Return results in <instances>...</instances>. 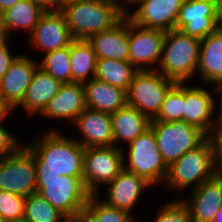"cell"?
<instances>
[{
  "label": "cell",
  "instance_id": "cell-17",
  "mask_svg": "<svg viewBox=\"0 0 222 222\" xmlns=\"http://www.w3.org/2000/svg\"><path fill=\"white\" fill-rule=\"evenodd\" d=\"M184 101L183 120L192 126L198 127L209 136L216 128V121L213 123L211 119L215 109L212 95L201 87L184 85Z\"/></svg>",
  "mask_w": 222,
  "mask_h": 222
},
{
  "label": "cell",
  "instance_id": "cell-15",
  "mask_svg": "<svg viewBox=\"0 0 222 222\" xmlns=\"http://www.w3.org/2000/svg\"><path fill=\"white\" fill-rule=\"evenodd\" d=\"M97 59L129 62V17L125 14L115 25L88 39Z\"/></svg>",
  "mask_w": 222,
  "mask_h": 222
},
{
  "label": "cell",
  "instance_id": "cell-20",
  "mask_svg": "<svg viewBox=\"0 0 222 222\" xmlns=\"http://www.w3.org/2000/svg\"><path fill=\"white\" fill-rule=\"evenodd\" d=\"M152 185L145 178L123 169L108 184L107 205L131 213V209L139 199L141 192Z\"/></svg>",
  "mask_w": 222,
  "mask_h": 222
},
{
  "label": "cell",
  "instance_id": "cell-39",
  "mask_svg": "<svg viewBox=\"0 0 222 222\" xmlns=\"http://www.w3.org/2000/svg\"><path fill=\"white\" fill-rule=\"evenodd\" d=\"M11 110H13L12 106L0 95V122Z\"/></svg>",
  "mask_w": 222,
  "mask_h": 222
},
{
  "label": "cell",
  "instance_id": "cell-2",
  "mask_svg": "<svg viewBox=\"0 0 222 222\" xmlns=\"http://www.w3.org/2000/svg\"><path fill=\"white\" fill-rule=\"evenodd\" d=\"M61 11L72 38L88 40L115 25L126 14V6L115 0H73Z\"/></svg>",
  "mask_w": 222,
  "mask_h": 222
},
{
  "label": "cell",
  "instance_id": "cell-24",
  "mask_svg": "<svg viewBox=\"0 0 222 222\" xmlns=\"http://www.w3.org/2000/svg\"><path fill=\"white\" fill-rule=\"evenodd\" d=\"M197 70L204 82L222 86V30L201 39Z\"/></svg>",
  "mask_w": 222,
  "mask_h": 222
},
{
  "label": "cell",
  "instance_id": "cell-9",
  "mask_svg": "<svg viewBox=\"0 0 222 222\" xmlns=\"http://www.w3.org/2000/svg\"><path fill=\"white\" fill-rule=\"evenodd\" d=\"M129 164H125L126 171L145 178L149 183L156 184L165 180L168 167L163 161L157 146V141L151 127L145 130L129 144Z\"/></svg>",
  "mask_w": 222,
  "mask_h": 222
},
{
  "label": "cell",
  "instance_id": "cell-19",
  "mask_svg": "<svg viewBox=\"0 0 222 222\" xmlns=\"http://www.w3.org/2000/svg\"><path fill=\"white\" fill-rule=\"evenodd\" d=\"M192 192L190 203L185 202L191 222H213L215 214L222 208V175L203 182Z\"/></svg>",
  "mask_w": 222,
  "mask_h": 222
},
{
  "label": "cell",
  "instance_id": "cell-16",
  "mask_svg": "<svg viewBox=\"0 0 222 222\" xmlns=\"http://www.w3.org/2000/svg\"><path fill=\"white\" fill-rule=\"evenodd\" d=\"M38 63L31 58L18 55L0 80V95L12 106L17 107L25 96Z\"/></svg>",
  "mask_w": 222,
  "mask_h": 222
},
{
  "label": "cell",
  "instance_id": "cell-10",
  "mask_svg": "<svg viewBox=\"0 0 222 222\" xmlns=\"http://www.w3.org/2000/svg\"><path fill=\"white\" fill-rule=\"evenodd\" d=\"M36 187L35 161L23 147L0 159V190L27 197Z\"/></svg>",
  "mask_w": 222,
  "mask_h": 222
},
{
  "label": "cell",
  "instance_id": "cell-45",
  "mask_svg": "<svg viewBox=\"0 0 222 222\" xmlns=\"http://www.w3.org/2000/svg\"><path fill=\"white\" fill-rule=\"evenodd\" d=\"M4 39H5V37H4L3 33H2V29H1V26H0V42L2 40H4Z\"/></svg>",
  "mask_w": 222,
  "mask_h": 222
},
{
  "label": "cell",
  "instance_id": "cell-21",
  "mask_svg": "<svg viewBox=\"0 0 222 222\" xmlns=\"http://www.w3.org/2000/svg\"><path fill=\"white\" fill-rule=\"evenodd\" d=\"M86 109L84 87L82 83L62 84L58 93L49 101L41 113L48 118H68L75 121Z\"/></svg>",
  "mask_w": 222,
  "mask_h": 222
},
{
  "label": "cell",
  "instance_id": "cell-31",
  "mask_svg": "<svg viewBox=\"0 0 222 222\" xmlns=\"http://www.w3.org/2000/svg\"><path fill=\"white\" fill-rule=\"evenodd\" d=\"M38 66L62 84L71 83L70 45L45 54Z\"/></svg>",
  "mask_w": 222,
  "mask_h": 222
},
{
  "label": "cell",
  "instance_id": "cell-42",
  "mask_svg": "<svg viewBox=\"0 0 222 222\" xmlns=\"http://www.w3.org/2000/svg\"><path fill=\"white\" fill-rule=\"evenodd\" d=\"M217 90H219L221 94H220V108H219L220 113H218L219 117L218 119H216V128H222V86L217 87L216 91Z\"/></svg>",
  "mask_w": 222,
  "mask_h": 222
},
{
  "label": "cell",
  "instance_id": "cell-11",
  "mask_svg": "<svg viewBox=\"0 0 222 222\" xmlns=\"http://www.w3.org/2000/svg\"><path fill=\"white\" fill-rule=\"evenodd\" d=\"M185 0H131L140 6L126 15L138 26L165 32L175 29L179 10Z\"/></svg>",
  "mask_w": 222,
  "mask_h": 222
},
{
  "label": "cell",
  "instance_id": "cell-6",
  "mask_svg": "<svg viewBox=\"0 0 222 222\" xmlns=\"http://www.w3.org/2000/svg\"><path fill=\"white\" fill-rule=\"evenodd\" d=\"M150 127L167 167L180 159L186 152L196 149L208 138L202 130L184 120L151 121Z\"/></svg>",
  "mask_w": 222,
  "mask_h": 222
},
{
  "label": "cell",
  "instance_id": "cell-37",
  "mask_svg": "<svg viewBox=\"0 0 222 222\" xmlns=\"http://www.w3.org/2000/svg\"><path fill=\"white\" fill-rule=\"evenodd\" d=\"M7 38L0 42V80L3 75L8 71L11 64L15 61L18 57L12 56L10 53V48L7 45Z\"/></svg>",
  "mask_w": 222,
  "mask_h": 222
},
{
  "label": "cell",
  "instance_id": "cell-3",
  "mask_svg": "<svg viewBox=\"0 0 222 222\" xmlns=\"http://www.w3.org/2000/svg\"><path fill=\"white\" fill-rule=\"evenodd\" d=\"M200 41L181 30H169L164 39L160 69L156 70L176 83H185L197 71Z\"/></svg>",
  "mask_w": 222,
  "mask_h": 222
},
{
  "label": "cell",
  "instance_id": "cell-47",
  "mask_svg": "<svg viewBox=\"0 0 222 222\" xmlns=\"http://www.w3.org/2000/svg\"><path fill=\"white\" fill-rule=\"evenodd\" d=\"M8 222H27L24 218L20 220L8 221Z\"/></svg>",
  "mask_w": 222,
  "mask_h": 222
},
{
  "label": "cell",
  "instance_id": "cell-35",
  "mask_svg": "<svg viewBox=\"0 0 222 222\" xmlns=\"http://www.w3.org/2000/svg\"><path fill=\"white\" fill-rule=\"evenodd\" d=\"M18 145L15 136L0 124V159L15 154L21 148Z\"/></svg>",
  "mask_w": 222,
  "mask_h": 222
},
{
  "label": "cell",
  "instance_id": "cell-25",
  "mask_svg": "<svg viewBox=\"0 0 222 222\" xmlns=\"http://www.w3.org/2000/svg\"><path fill=\"white\" fill-rule=\"evenodd\" d=\"M110 115L114 143L123 140L129 144L150 127L151 120L127 104Z\"/></svg>",
  "mask_w": 222,
  "mask_h": 222
},
{
  "label": "cell",
  "instance_id": "cell-13",
  "mask_svg": "<svg viewBox=\"0 0 222 222\" xmlns=\"http://www.w3.org/2000/svg\"><path fill=\"white\" fill-rule=\"evenodd\" d=\"M215 0H185L179 10L175 30L203 39L216 31Z\"/></svg>",
  "mask_w": 222,
  "mask_h": 222
},
{
  "label": "cell",
  "instance_id": "cell-7",
  "mask_svg": "<svg viewBox=\"0 0 222 222\" xmlns=\"http://www.w3.org/2000/svg\"><path fill=\"white\" fill-rule=\"evenodd\" d=\"M176 84L156 69L138 70L126 91V103L154 119L168 91Z\"/></svg>",
  "mask_w": 222,
  "mask_h": 222
},
{
  "label": "cell",
  "instance_id": "cell-14",
  "mask_svg": "<svg viewBox=\"0 0 222 222\" xmlns=\"http://www.w3.org/2000/svg\"><path fill=\"white\" fill-rule=\"evenodd\" d=\"M30 37L33 45L45 50L46 54L67 47L74 40L61 10L45 11Z\"/></svg>",
  "mask_w": 222,
  "mask_h": 222
},
{
  "label": "cell",
  "instance_id": "cell-28",
  "mask_svg": "<svg viewBox=\"0 0 222 222\" xmlns=\"http://www.w3.org/2000/svg\"><path fill=\"white\" fill-rule=\"evenodd\" d=\"M138 70L130 63L114 59H97L94 78L127 91Z\"/></svg>",
  "mask_w": 222,
  "mask_h": 222
},
{
  "label": "cell",
  "instance_id": "cell-43",
  "mask_svg": "<svg viewBox=\"0 0 222 222\" xmlns=\"http://www.w3.org/2000/svg\"><path fill=\"white\" fill-rule=\"evenodd\" d=\"M213 222H222V208L215 214Z\"/></svg>",
  "mask_w": 222,
  "mask_h": 222
},
{
  "label": "cell",
  "instance_id": "cell-30",
  "mask_svg": "<svg viewBox=\"0 0 222 222\" xmlns=\"http://www.w3.org/2000/svg\"><path fill=\"white\" fill-rule=\"evenodd\" d=\"M98 196L90 195L84 210L91 222H133L132 213L109 206Z\"/></svg>",
  "mask_w": 222,
  "mask_h": 222
},
{
  "label": "cell",
  "instance_id": "cell-46",
  "mask_svg": "<svg viewBox=\"0 0 222 222\" xmlns=\"http://www.w3.org/2000/svg\"><path fill=\"white\" fill-rule=\"evenodd\" d=\"M65 222H79L78 219H67Z\"/></svg>",
  "mask_w": 222,
  "mask_h": 222
},
{
  "label": "cell",
  "instance_id": "cell-18",
  "mask_svg": "<svg viewBox=\"0 0 222 222\" xmlns=\"http://www.w3.org/2000/svg\"><path fill=\"white\" fill-rule=\"evenodd\" d=\"M83 141L76 140L84 148L116 146L113 140L112 120L109 113L93 109H85L74 121Z\"/></svg>",
  "mask_w": 222,
  "mask_h": 222
},
{
  "label": "cell",
  "instance_id": "cell-26",
  "mask_svg": "<svg viewBox=\"0 0 222 222\" xmlns=\"http://www.w3.org/2000/svg\"><path fill=\"white\" fill-rule=\"evenodd\" d=\"M45 11L33 0H20L0 15V26L4 37L8 38L7 35L12 29L20 28L31 31V34Z\"/></svg>",
  "mask_w": 222,
  "mask_h": 222
},
{
  "label": "cell",
  "instance_id": "cell-33",
  "mask_svg": "<svg viewBox=\"0 0 222 222\" xmlns=\"http://www.w3.org/2000/svg\"><path fill=\"white\" fill-rule=\"evenodd\" d=\"M25 196L0 190V215L5 222L24 218Z\"/></svg>",
  "mask_w": 222,
  "mask_h": 222
},
{
  "label": "cell",
  "instance_id": "cell-32",
  "mask_svg": "<svg viewBox=\"0 0 222 222\" xmlns=\"http://www.w3.org/2000/svg\"><path fill=\"white\" fill-rule=\"evenodd\" d=\"M184 83H176L166 94L158 115L151 121L183 120Z\"/></svg>",
  "mask_w": 222,
  "mask_h": 222
},
{
  "label": "cell",
  "instance_id": "cell-12",
  "mask_svg": "<svg viewBox=\"0 0 222 222\" xmlns=\"http://www.w3.org/2000/svg\"><path fill=\"white\" fill-rule=\"evenodd\" d=\"M165 35V31L144 28L129 19V62L137 70H148L144 64L160 63Z\"/></svg>",
  "mask_w": 222,
  "mask_h": 222
},
{
  "label": "cell",
  "instance_id": "cell-29",
  "mask_svg": "<svg viewBox=\"0 0 222 222\" xmlns=\"http://www.w3.org/2000/svg\"><path fill=\"white\" fill-rule=\"evenodd\" d=\"M24 219L27 222H65L67 220L37 192L26 197Z\"/></svg>",
  "mask_w": 222,
  "mask_h": 222
},
{
  "label": "cell",
  "instance_id": "cell-38",
  "mask_svg": "<svg viewBox=\"0 0 222 222\" xmlns=\"http://www.w3.org/2000/svg\"><path fill=\"white\" fill-rule=\"evenodd\" d=\"M39 4L44 10H61L65 0H33Z\"/></svg>",
  "mask_w": 222,
  "mask_h": 222
},
{
  "label": "cell",
  "instance_id": "cell-8",
  "mask_svg": "<svg viewBox=\"0 0 222 222\" xmlns=\"http://www.w3.org/2000/svg\"><path fill=\"white\" fill-rule=\"evenodd\" d=\"M116 146L84 150L83 183L91 195H98V184H109L124 169L126 154Z\"/></svg>",
  "mask_w": 222,
  "mask_h": 222
},
{
  "label": "cell",
  "instance_id": "cell-5",
  "mask_svg": "<svg viewBox=\"0 0 222 222\" xmlns=\"http://www.w3.org/2000/svg\"><path fill=\"white\" fill-rule=\"evenodd\" d=\"M36 192L56 208L66 219H79L90 197L83 177L61 176L36 179Z\"/></svg>",
  "mask_w": 222,
  "mask_h": 222
},
{
  "label": "cell",
  "instance_id": "cell-41",
  "mask_svg": "<svg viewBox=\"0 0 222 222\" xmlns=\"http://www.w3.org/2000/svg\"><path fill=\"white\" fill-rule=\"evenodd\" d=\"M19 1L20 0H0V15Z\"/></svg>",
  "mask_w": 222,
  "mask_h": 222
},
{
  "label": "cell",
  "instance_id": "cell-34",
  "mask_svg": "<svg viewBox=\"0 0 222 222\" xmlns=\"http://www.w3.org/2000/svg\"><path fill=\"white\" fill-rule=\"evenodd\" d=\"M154 222H191L189 209L184 201H171L160 209Z\"/></svg>",
  "mask_w": 222,
  "mask_h": 222
},
{
  "label": "cell",
  "instance_id": "cell-48",
  "mask_svg": "<svg viewBox=\"0 0 222 222\" xmlns=\"http://www.w3.org/2000/svg\"><path fill=\"white\" fill-rule=\"evenodd\" d=\"M0 222H5L1 215H0Z\"/></svg>",
  "mask_w": 222,
  "mask_h": 222
},
{
  "label": "cell",
  "instance_id": "cell-36",
  "mask_svg": "<svg viewBox=\"0 0 222 222\" xmlns=\"http://www.w3.org/2000/svg\"><path fill=\"white\" fill-rule=\"evenodd\" d=\"M212 133L214 135H212ZM208 138L211 140L213 145L215 169L217 175H222V128H215L208 136Z\"/></svg>",
  "mask_w": 222,
  "mask_h": 222
},
{
  "label": "cell",
  "instance_id": "cell-23",
  "mask_svg": "<svg viewBox=\"0 0 222 222\" xmlns=\"http://www.w3.org/2000/svg\"><path fill=\"white\" fill-rule=\"evenodd\" d=\"M83 87L87 109L112 114L127 104L126 91L119 87L95 78L85 82Z\"/></svg>",
  "mask_w": 222,
  "mask_h": 222
},
{
  "label": "cell",
  "instance_id": "cell-27",
  "mask_svg": "<svg viewBox=\"0 0 222 222\" xmlns=\"http://www.w3.org/2000/svg\"><path fill=\"white\" fill-rule=\"evenodd\" d=\"M70 61L71 83L84 84L94 78L97 57L88 40L74 39L70 43Z\"/></svg>",
  "mask_w": 222,
  "mask_h": 222
},
{
  "label": "cell",
  "instance_id": "cell-40",
  "mask_svg": "<svg viewBox=\"0 0 222 222\" xmlns=\"http://www.w3.org/2000/svg\"><path fill=\"white\" fill-rule=\"evenodd\" d=\"M216 1V23L217 28L222 30V0H215Z\"/></svg>",
  "mask_w": 222,
  "mask_h": 222
},
{
  "label": "cell",
  "instance_id": "cell-1",
  "mask_svg": "<svg viewBox=\"0 0 222 222\" xmlns=\"http://www.w3.org/2000/svg\"><path fill=\"white\" fill-rule=\"evenodd\" d=\"M23 148L34 158L36 179L83 177L85 148L59 131H50L35 144Z\"/></svg>",
  "mask_w": 222,
  "mask_h": 222
},
{
  "label": "cell",
  "instance_id": "cell-22",
  "mask_svg": "<svg viewBox=\"0 0 222 222\" xmlns=\"http://www.w3.org/2000/svg\"><path fill=\"white\" fill-rule=\"evenodd\" d=\"M62 83L40 67L35 70L23 101L18 105L28 114L42 113L49 101L58 93Z\"/></svg>",
  "mask_w": 222,
  "mask_h": 222
},
{
  "label": "cell",
  "instance_id": "cell-44",
  "mask_svg": "<svg viewBox=\"0 0 222 222\" xmlns=\"http://www.w3.org/2000/svg\"><path fill=\"white\" fill-rule=\"evenodd\" d=\"M78 220L79 222H91L84 214Z\"/></svg>",
  "mask_w": 222,
  "mask_h": 222
},
{
  "label": "cell",
  "instance_id": "cell-4",
  "mask_svg": "<svg viewBox=\"0 0 222 222\" xmlns=\"http://www.w3.org/2000/svg\"><path fill=\"white\" fill-rule=\"evenodd\" d=\"M216 175L213 145L207 138L196 149L186 152L168 167L165 181L168 187L178 190L187 188L191 184L195 185L196 189Z\"/></svg>",
  "mask_w": 222,
  "mask_h": 222
}]
</instances>
